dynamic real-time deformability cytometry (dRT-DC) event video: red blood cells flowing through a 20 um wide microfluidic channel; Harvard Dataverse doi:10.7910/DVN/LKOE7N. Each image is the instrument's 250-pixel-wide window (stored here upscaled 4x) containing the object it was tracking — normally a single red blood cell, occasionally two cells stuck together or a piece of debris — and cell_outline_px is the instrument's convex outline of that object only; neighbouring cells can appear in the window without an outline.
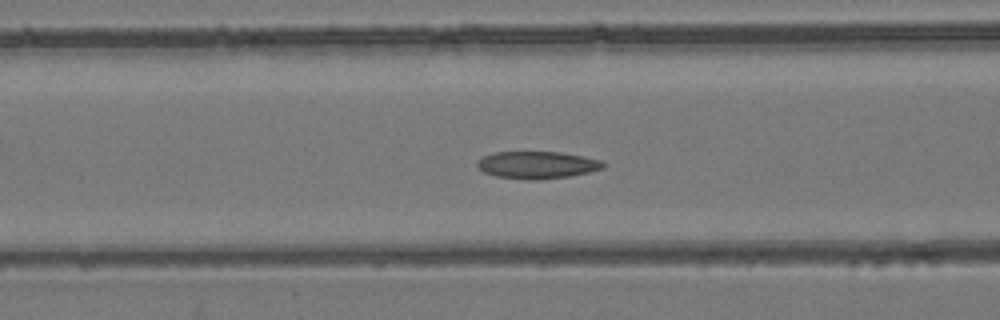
{"species": "common noctule bat (a hibernating species)", "species_latin": "Nyctalus noctula", "temperature_condition": "room temperature", "stored_images_in_passage": 56, "camera_frame_rate_fps": 3000, "um_per_image_px": 0.085, "animal": {"sex": "female", "body_mass_g": 24.6, "forearm_length_mm": 56.2}, "frame": {"image": 1, "passage_image": 23, "time_ms": 7.333, "image_size_px": [1000, 320], "cell_outline_px": [[608, 164], [604, 168], [572, 176], [536, 180], [528, 180], [496, 176], [484, 172], [476, 164], [484, 156], [496, 152], [560, 152], [584, 156], [600, 160]], "centroid_in_image_um": [45.72, 14.02], "position_along_channel_um": 120.9, "area_um2": 20.0}}
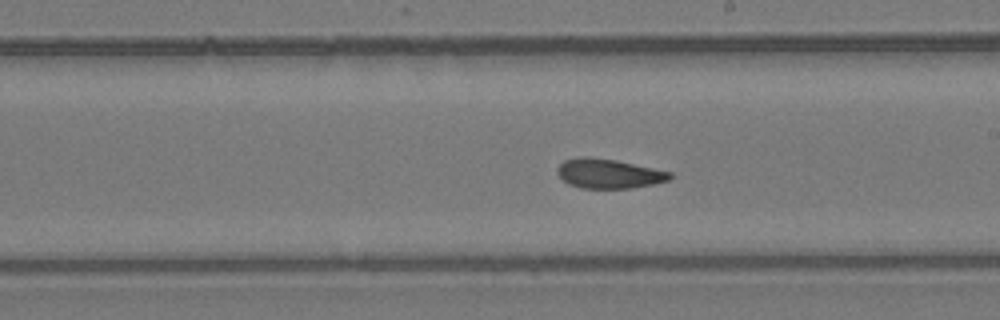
{"frame": {"image": 2, "passage_image": 32, "time_ms": 10.333, "image_size_px": [1000, 320], "cell_outline_px": [[672, 176], [668, 180], [652, 184], [632, 188], [580, 188], [568, 184], [556, 172], [556, 168], [564, 160], [580, 156], [588, 156], [616, 160], [672, 172]], "centroid_in_image_um": [51.71, 14.75], "position_along_channel_um": 237.3, "area_um2": 19.36}}
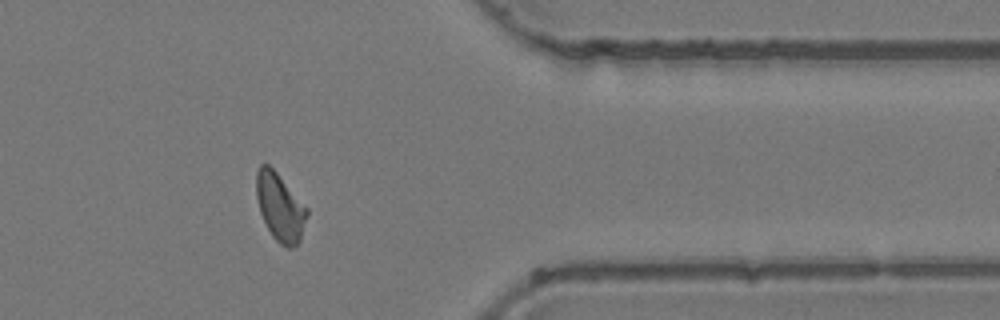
{"frame": {"image": 3, "passage_image": 45, "time_ms": 14.667, "image_size_px": [1000, 320], "cell_outline_px": [[308, 216], [300, 240], [292, 248], [288, 248], [280, 244], [272, 236], [260, 212], [256, 196], [256, 172], [260, 164], [268, 164], [276, 172], [308, 208]], "centroid_in_image_um": [23.81, 17.61], "position_along_channel_um": 387.6, "area_um2": 19.88}, "authors_computed_cell_mechanics": {"area_um2": 19.9699, "velocity_mm_per_s": 3.8813, "shape_relaxation_time_tau1_ms": null, "shape_relaxation_time_tau2_ms": 2.4369, "deformation_change_tau1": null, "deformation_change_tau2": 0.0796}}